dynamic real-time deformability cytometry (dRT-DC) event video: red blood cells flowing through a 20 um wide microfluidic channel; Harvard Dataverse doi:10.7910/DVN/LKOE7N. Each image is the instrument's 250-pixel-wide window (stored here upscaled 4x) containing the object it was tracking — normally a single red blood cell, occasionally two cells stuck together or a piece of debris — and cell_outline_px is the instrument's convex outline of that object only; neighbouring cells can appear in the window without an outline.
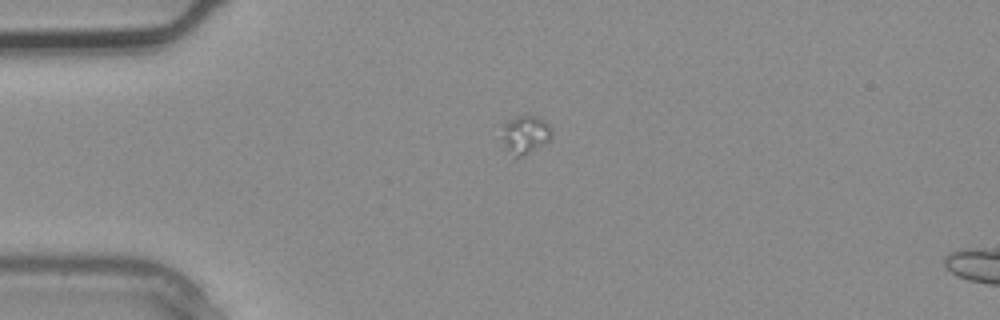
{"species": "common noctule bat (a hibernating species)", "species_latin": "Nyctalus noctula", "temperature_condition": "warm", "stored_images_in_passage": 2, "camera_frame_rate_fps": 3000, "um_per_image_px": 0.085, "animal": {"sex": "male", "body_mass_g": 20.4}, "frame": {"image": 1, "passage_image": 1, "time_ms": 0.0, "image_size_px": [1000, 320], "cell_outline_px": [[552, 132], [548, 140], [544, 144], [520, 156], [516, 156], [504, 148], [504, 124], [508, 120], [516, 116], [528, 112], [544, 120], [552, 128]], "centroid_in_image_um": [44.67, 11.36], "position_along_channel_um": 40.3, "area_um2": 10.92}}